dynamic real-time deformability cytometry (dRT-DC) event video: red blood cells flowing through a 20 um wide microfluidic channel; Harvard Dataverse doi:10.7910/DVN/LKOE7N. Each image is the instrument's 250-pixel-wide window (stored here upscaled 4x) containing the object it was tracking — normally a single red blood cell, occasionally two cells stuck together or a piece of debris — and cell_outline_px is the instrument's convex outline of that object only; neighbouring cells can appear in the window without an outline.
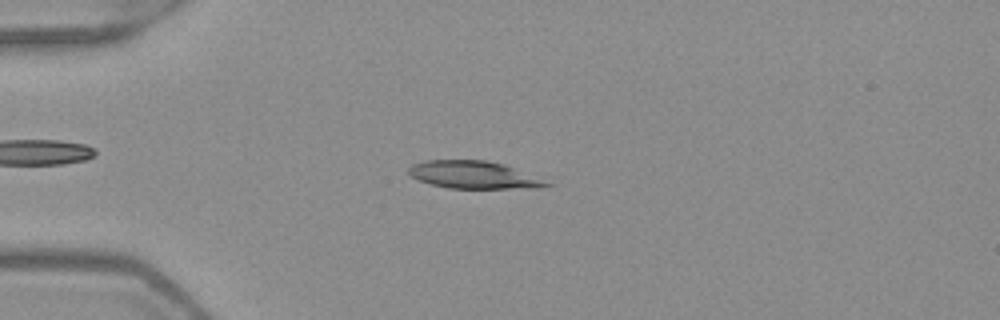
{"species": "Egyptian fruit bat (a non-hibernating species)", "species_latin": "Rousettus aegyptiacus", "temperature_condition": "warm", "stored_images_in_passage": 51, "camera_frame_rate_fps": 3000, "um_per_image_px": 0.085, "frame": {"image": 1, "passage_image": 13, "time_ms": 4.0, "image_size_px": [1000, 320], "cell_outline_px": [[556, 184], [540, 188], [448, 188], [432, 184], [420, 180], [412, 176], [408, 172], [408, 168], [412, 164], [424, 160], [484, 160], [504, 164]], "centroid_in_image_um": [40.3, 14.86], "position_along_channel_um": 44.7, "area_um2": 22.08}}
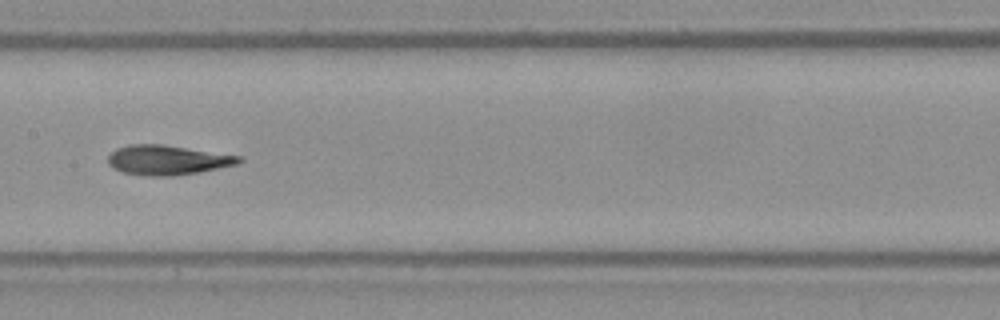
{"frame": {"image": 2, "passage_image": 26, "time_ms": 8.333, "image_size_px": [1000, 320], "cell_outline_px": [[244, 160], [236, 164], [200, 172], [172, 176], [144, 176], [124, 172], [112, 168], [108, 164], [108, 156], [116, 148], [132, 144], [160, 144], [244, 156]], "centroid_in_image_um": [14.24, 13.6], "position_along_channel_um": 193.2, "area_um2": 22.72}}
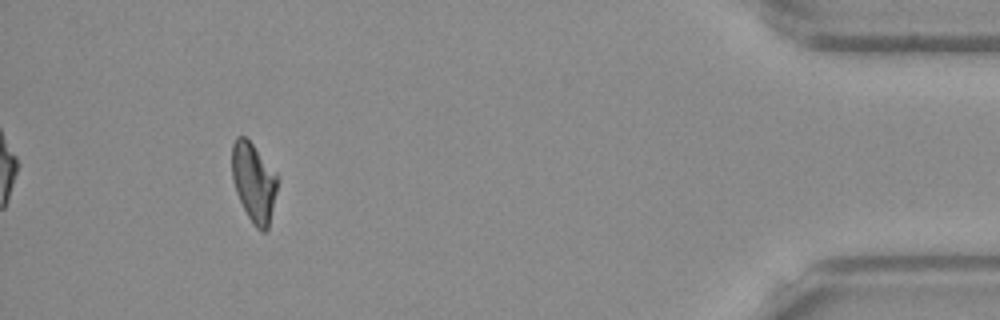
{"frame": {"image": 3, "passage_image": 47, "time_ms": 15.333, "image_size_px": [1000, 320], "cell_outline_px": [[276, 192], [268, 228], [264, 232], [260, 232], [252, 224], [236, 192], [232, 180], [232, 144], [236, 136], [244, 136], [252, 144], [276, 172]], "centroid_in_image_um": [21.55, 15.5], "position_along_channel_um": 413.7, "area_um2": 20.69}, "authors_computed_cell_mechanics": {"area_um2": 22.6576, "velocity_mm_per_s": 3.9882, "shape_relaxation_time_tau1_ms": 8.7748, "shape_relaxation_time_tau2_ms": 2.3525, "deformation_change_tau1": 0.2472, "deformation_change_tau2": 0.0841}}